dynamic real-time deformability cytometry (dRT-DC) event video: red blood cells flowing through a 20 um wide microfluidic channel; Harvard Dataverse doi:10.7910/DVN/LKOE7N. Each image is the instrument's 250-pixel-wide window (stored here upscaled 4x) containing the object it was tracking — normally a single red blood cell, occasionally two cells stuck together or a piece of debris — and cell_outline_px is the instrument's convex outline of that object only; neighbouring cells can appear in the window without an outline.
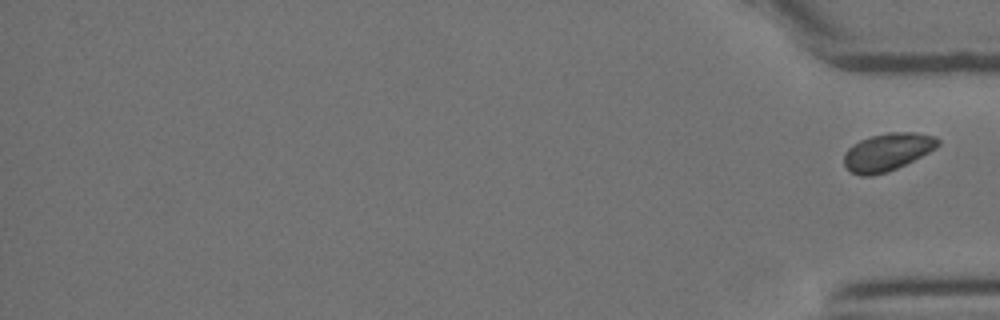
{"species": "Egyptian fruit bat (a non-hibernating species)", "species_latin": "Rousettus aegyptiacus", "temperature_condition": "room temperature", "stored_images_in_passage": 25, "camera_frame_rate_fps": 3000, "um_per_image_px": 0.085, "animal": {"sex": "female"}, "frame": {"image": 1, "passage_image": 25, "time_ms": 8.0, "image_size_px": [1000, 320], "cell_outline_px": [[940, 144], [936, 148], [896, 168], [872, 176], [860, 176], [852, 172], [844, 164], [844, 152], [848, 148], [860, 140], [872, 136], [888, 132], [916, 132], [936, 136], [940, 140]], "centroid_in_image_um": [75.43, 12.9], "position_along_channel_um": 359.8, "area_um2": 20.4}}